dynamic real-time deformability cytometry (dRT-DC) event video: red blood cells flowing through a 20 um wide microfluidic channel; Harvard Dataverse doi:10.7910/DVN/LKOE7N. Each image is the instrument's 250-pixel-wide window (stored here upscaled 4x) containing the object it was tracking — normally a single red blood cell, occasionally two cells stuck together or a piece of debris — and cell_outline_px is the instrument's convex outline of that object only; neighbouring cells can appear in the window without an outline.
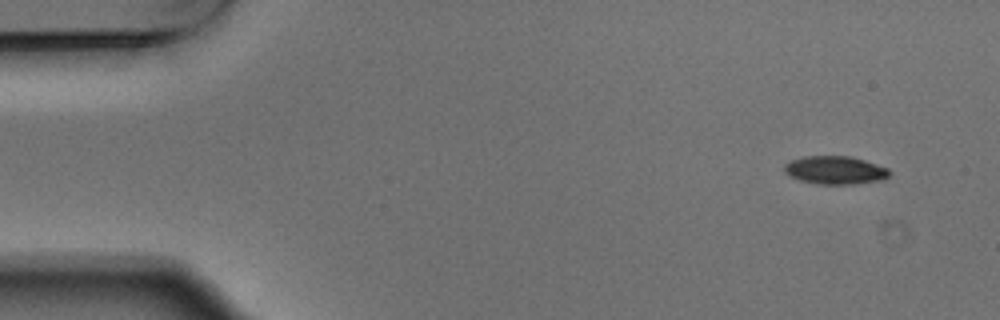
{"species": "Egyptian fruit bat (a non-hibernating species)", "species_latin": "Rousettus aegyptiacus", "temperature_condition": "warm", "stored_images_in_passage": 5, "camera_frame_rate_fps": 3000, "um_per_image_px": 0.085, "animal": {"sex": "male"}, "frame": {"image": 1, "passage_image": 1, "time_ms": 0.0, "image_size_px": [1000, 320], "cell_outline_px": [[892, 172], [884, 180], [852, 184], [816, 184], [800, 180], [788, 176], [784, 172], [784, 164], [792, 160], [804, 156], [852, 156], [888, 168]], "centroid_in_image_um": [70.99, 14.46], "position_along_channel_um": 14.0, "area_um2": 17.4}}
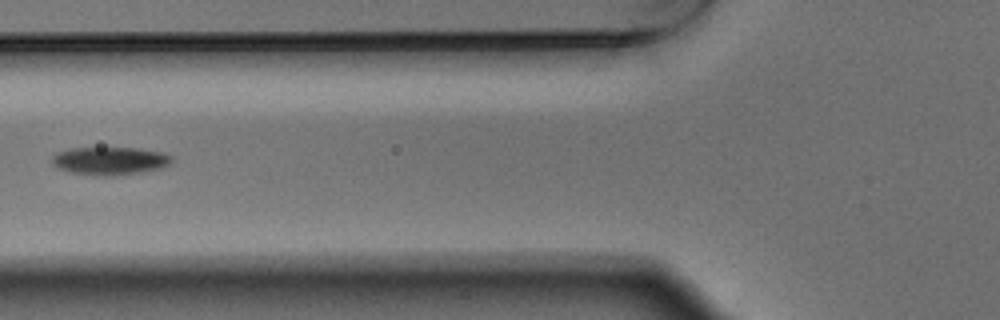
{"frame": {"image": 2, "passage_image": 5, "time_ms": 1.333, "image_size_px": [1000, 320], "cell_outline_px": [[172, 160], [164, 168], [116, 176], [92, 176], [68, 172], [56, 168], [52, 164], [52, 156], [56, 152], [72, 148], [140, 148], [164, 152], [172, 156]], "centroid_in_image_um": [9.32, 13.68], "position_along_channel_um": 116.5, "area_um2": 19.94}}